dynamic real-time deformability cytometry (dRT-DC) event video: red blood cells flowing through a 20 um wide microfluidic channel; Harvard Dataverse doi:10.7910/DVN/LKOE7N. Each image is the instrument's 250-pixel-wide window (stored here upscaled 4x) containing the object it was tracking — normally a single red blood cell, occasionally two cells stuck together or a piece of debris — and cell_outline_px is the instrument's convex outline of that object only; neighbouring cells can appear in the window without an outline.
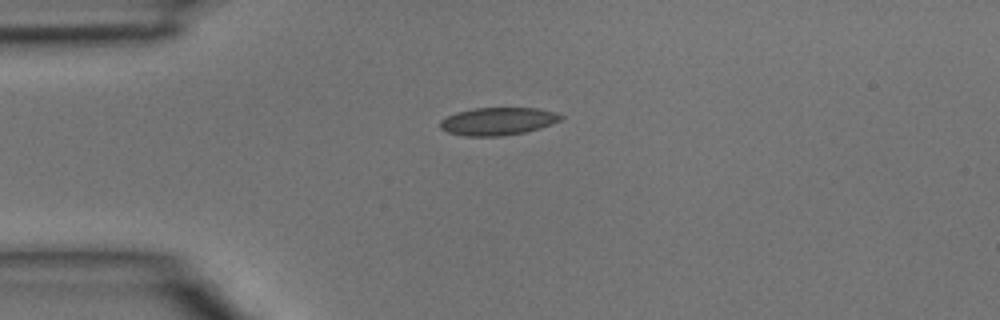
{"species": "common noctule bat (a hibernating species)", "species_latin": "Nyctalus noctula", "temperature_condition": "room temperature", "stored_images_in_passage": 2, "camera_frame_rate_fps": 3000, "um_per_image_px": 0.085, "animal": {"sex": "male", "body_mass_g": 15.6}, "frame": {"image": 1, "passage_image": 1, "time_ms": 0.0, "image_size_px": [1000, 320], "cell_outline_px": [[564, 116], [560, 120], [540, 128], [524, 132], [504, 136], [464, 136], [448, 132], [440, 128], [440, 120], [456, 112], [476, 108], [536, 108], [556, 112]], "centroid_in_image_um": [42.31, 10.31], "position_along_channel_um": 42.7, "area_um2": 19.42}}